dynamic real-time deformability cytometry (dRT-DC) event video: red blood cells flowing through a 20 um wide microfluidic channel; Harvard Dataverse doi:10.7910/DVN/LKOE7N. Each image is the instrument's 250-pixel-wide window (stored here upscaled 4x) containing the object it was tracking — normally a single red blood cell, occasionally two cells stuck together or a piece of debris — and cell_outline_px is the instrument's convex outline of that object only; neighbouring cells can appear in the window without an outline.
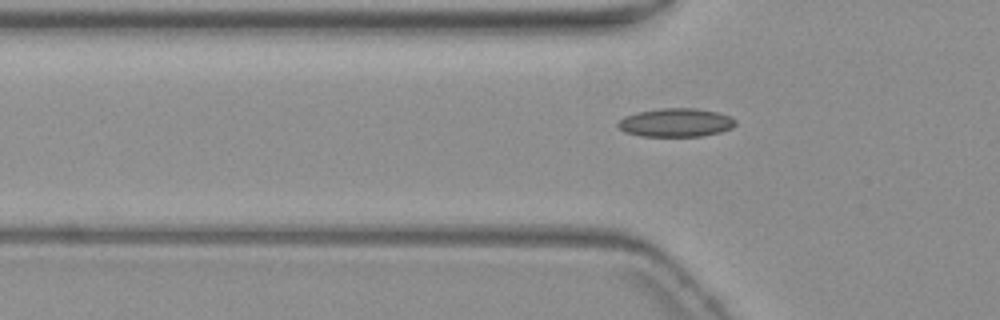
{"species": "common noctule bat (a hibernating species)", "species_latin": "Nyctalus noctula", "temperature_condition": "warm", "stored_images_in_passage": 4, "camera_frame_rate_fps": 3000, "um_per_image_px": 0.085, "animal": {"sex": "female", "body_mass_g": 19.3, "forearm_length_mm": 54.1}, "frame": {"image": 1, "passage_image": 4, "time_ms": 3.333, "image_size_px": [1000, 320], "cell_outline_px": [[736, 124], [732, 128], [720, 132], [700, 136], [640, 136], [624, 132], [616, 124], [624, 116], [636, 112], [660, 108], [696, 108], [716, 112], [732, 116], [736, 120]], "centroid_in_image_um": [57.45, 10.41], "position_along_channel_um": 68.4, "area_um2": 19.65}}